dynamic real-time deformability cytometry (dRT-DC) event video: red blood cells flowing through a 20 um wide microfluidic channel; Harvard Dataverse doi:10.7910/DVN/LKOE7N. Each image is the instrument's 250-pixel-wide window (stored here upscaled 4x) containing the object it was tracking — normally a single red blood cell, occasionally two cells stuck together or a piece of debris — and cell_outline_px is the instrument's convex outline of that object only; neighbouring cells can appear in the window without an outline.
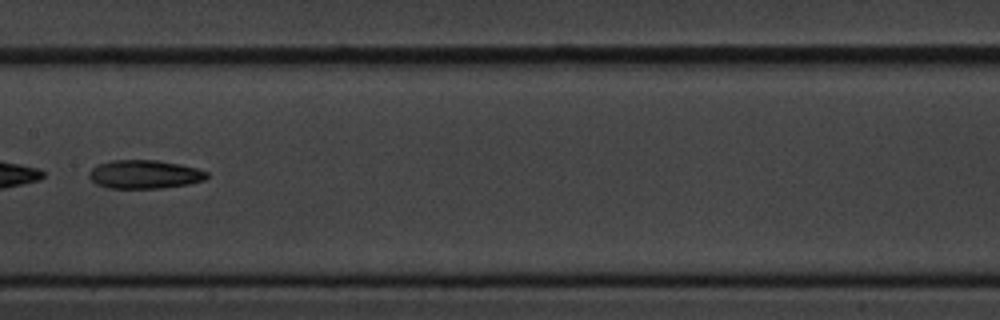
{"species": "common noctule bat (a hibernating species)", "species_latin": "Nyctalus noctula", "temperature_condition": "cold", "stored_images_in_passage": 9, "camera_frame_rate_fps": 3000, "um_per_image_px": 0.085, "animal": {"sex": "male", "body_mass_g": 20.1, "forearm_length_mm": 53.5}, "frame": {"image": 1, "passage_image": 7, "time_ms": 7.0, "image_size_px": [1000, 320], "cell_outline_px": [[208, 176], [204, 180], [188, 184], [160, 188], [108, 188], [96, 184], [88, 176], [88, 172], [96, 164], [112, 160], [156, 160], [180, 164], [196, 168], [208, 172]], "centroid_in_image_um": [12.25, 14.81], "position_along_channel_um": 195.1, "area_um2": 19.65}}
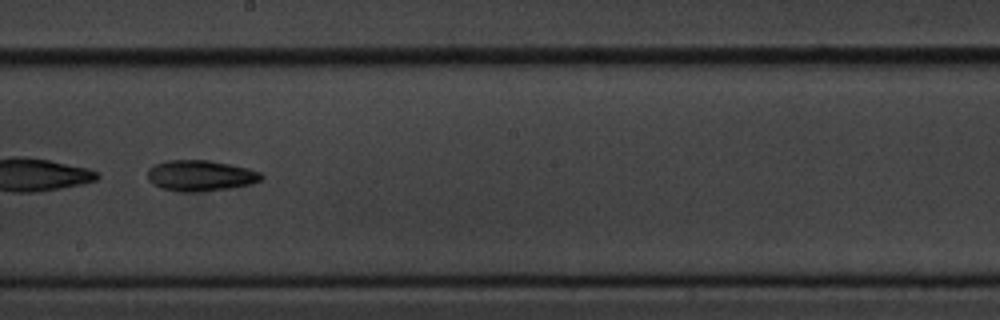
{"frame": {"image": 2, "passage_image": 8, "time_ms": 8.0, "image_size_px": [1000, 320], "cell_outline_px": [[264, 176], [260, 180], [252, 184], [232, 188], [200, 192], [180, 192], [160, 188], [152, 184], [148, 180], [148, 168], [164, 160], [208, 160], [248, 168], [260, 172]], "centroid_in_image_um": [17.02, 14.94], "position_along_channel_um": 231.2, "area_um2": 20.69}}
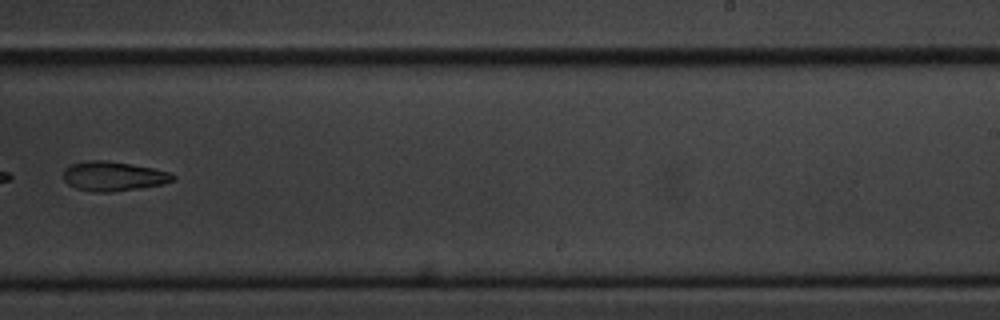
{"frame": {"image": 3, "passage_image": 9, "time_ms": 9.333, "image_size_px": [1000, 320], "cell_outline_px": [[176, 180], [160, 184], [136, 188], [108, 192], [92, 192], [76, 188], [68, 184], [64, 180], [64, 168], [72, 164], [84, 160], [104, 160], [152, 168], [168, 172], [176, 176]], "centroid_in_image_um": [9.59, 14.97], "position_along_channel_um": 279.4, "area_um2": 18.55}}